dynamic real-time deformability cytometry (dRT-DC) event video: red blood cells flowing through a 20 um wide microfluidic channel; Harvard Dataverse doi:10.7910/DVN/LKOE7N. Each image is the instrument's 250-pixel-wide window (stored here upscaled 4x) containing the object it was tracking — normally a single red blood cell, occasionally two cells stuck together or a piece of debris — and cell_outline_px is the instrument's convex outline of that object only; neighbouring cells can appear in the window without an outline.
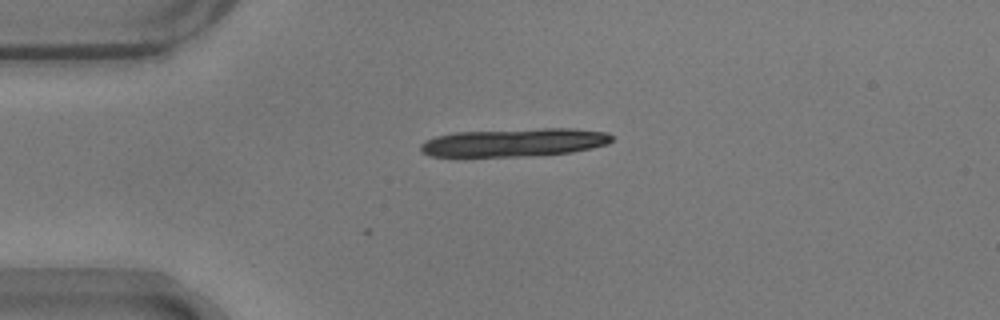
{"species": "common noctule bat (a hibernating species)", "species_latin": "Nyctalus noctula", "temperature_condition": "warm", "stored_images_in_passage": 4, "camera_frame_rate_fps": 3000, "um_per_image_px": 0.085, "animal": {"sex": "male", "body_mass_g": 17.9}, "frame": {"image": 1, "passage_image": 1, "time_ms": 0.0, "image_size_px": [1000, 320], "cell_outline_px": [[612, 140], [608, 144], [592, 148], [572, 152], [532, 156], [428, 156], [420, 152], [420, 144], [436, 136], [456, 132], [544, 128], [572, 128], [608, 132], [612, 136]], "centroid_in_image_um": [43.75, 12.11], "position_along_channel_um": 41.3, "area_um2": 31.5}}